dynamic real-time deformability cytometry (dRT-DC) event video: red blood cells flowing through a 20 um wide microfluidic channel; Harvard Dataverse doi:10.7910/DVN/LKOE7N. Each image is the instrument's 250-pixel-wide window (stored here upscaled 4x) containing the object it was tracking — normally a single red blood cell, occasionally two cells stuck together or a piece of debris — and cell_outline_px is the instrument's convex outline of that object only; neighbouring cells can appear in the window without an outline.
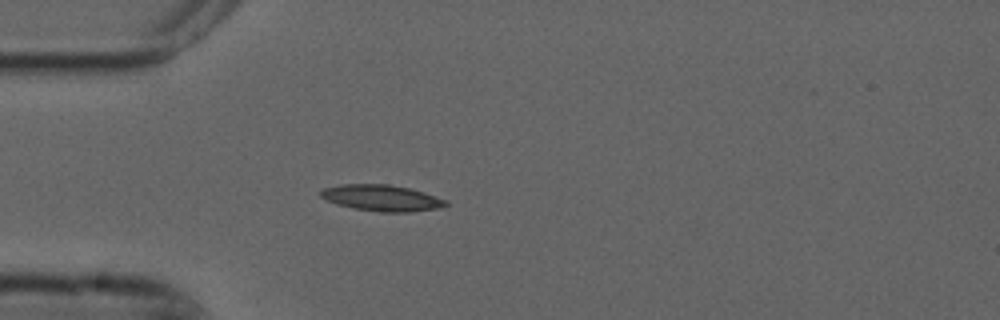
{"species": "common noctule bat (a hibernating species)", "species_latin": "Nyctalus noctula", "temperature_condition": "cold", "stored_images_in_passage": 4, "camera_frame_rate_fps": 3000, "um_per_image_px": 0.085, "animal": {"sex": "male", "forearm_length_mm": 52.5}, "frame": {"image": 1, "passage_image": 4, "time_ms": 1.0, "image_size_px": [1000, 320], "cell_outline_px": [[448, 204], [444, 208], [408, 212], [380, 212], [352, 208], [336, 204], [320, 196], [320, 192], [324, 188], [340, 184], [388, 184], [408, 188], [424, 192], [448, 200]], "centroid_in_image_um": [32.49, 16.83], "position_along_channel_um": 52.5, "area_um2": 19.25}}